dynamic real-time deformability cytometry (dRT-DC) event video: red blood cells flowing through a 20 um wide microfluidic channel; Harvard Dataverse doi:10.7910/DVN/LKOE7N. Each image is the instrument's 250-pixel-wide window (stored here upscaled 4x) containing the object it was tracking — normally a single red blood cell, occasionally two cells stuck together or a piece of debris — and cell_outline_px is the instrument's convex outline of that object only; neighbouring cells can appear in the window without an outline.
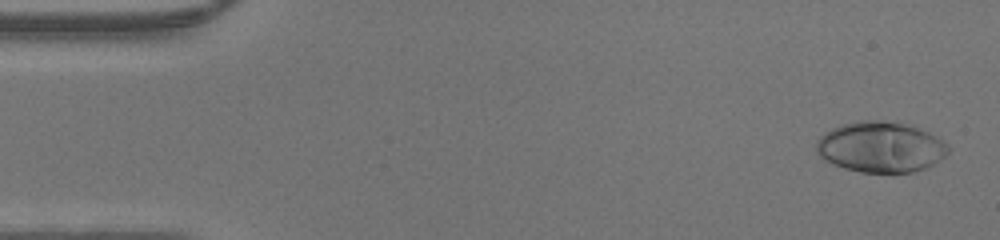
{"species": "human", "species_latin": "Homo sapiens", "temperature_condition": "warm", "stored_images_in_passage": 47, "camera_frame_rate_fps": 3000, "um_per_image_px": 0.085, "donor": {"sex": "male"}, "frame": {"image": 1, "passage_image": 2, "time_ms": 0.333, "image_size_px": [1000, 240], "cell_outline_px": [[948, 152], [944, 156], [928, 168], [912, 172], [860, 172], [844, 168], [824, 160], [816, 152], [816, 140], [824, 132], [840, 124], [860, 120], [880, 120], [900, 124], [916, 128], [928, 132], [936, 136], [948, 144]], "centroid_in_image_um": [74.81, 12.5], "position_along_channel_um": 10.2, "area_um2": 38.84}}
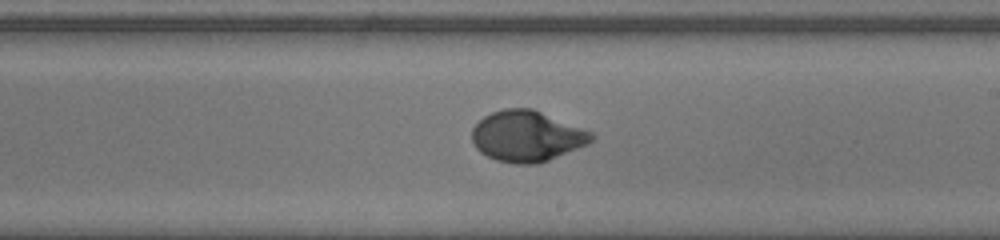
{"frame": {"image": 2, "passage_image": 27, "time_ms": 8.667, "image_size_px": [1000, 240], "cell_outline_px": [[596, 136], [588, 144], [548, 160], [536, 164], [516, 164], [496, 160], [480, 152], [476, 148], [472, 140], [472, 128], [484, 116], [492, 112], [504, 108], [532, 108], [592, 132]], "centroid_in_image_um": [44.77, 11.57], "position_along_channel_um": 244.2, "area_um2": 35.26}}
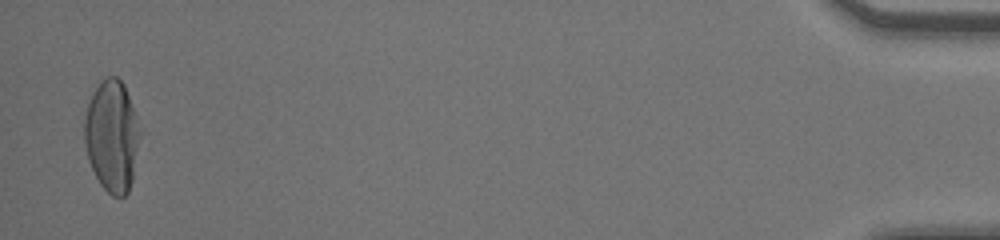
{"frame": {"image": 3, "passage_image": 46, "time_ms": 15.0, "image_size_px": [1000, 240], "cell_outline_px": [[140, 136], [132, 180], [128, 192], [120, 200], [112, 196], [100, 184], [88, 160], [84, 144], [84, 120], [88, 104], [92, 92], [100, 80], [108, 76], [116, 76], [124, 84], [140, 132]], "centroid_in_image_um": [9.49, 11.58], "position_along_channel_um": 425.7, "area_um2": 36.01}}